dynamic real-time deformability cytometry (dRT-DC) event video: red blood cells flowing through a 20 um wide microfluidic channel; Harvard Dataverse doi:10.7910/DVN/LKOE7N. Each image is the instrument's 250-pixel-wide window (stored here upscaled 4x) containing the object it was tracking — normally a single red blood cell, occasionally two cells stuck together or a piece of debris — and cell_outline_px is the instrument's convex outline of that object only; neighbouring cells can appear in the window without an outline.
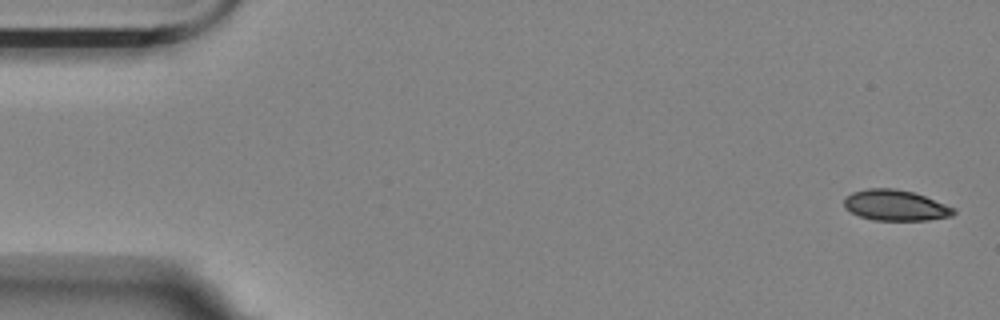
{"species": "Egyptian fruit bat (a non-hibernating species)", "species_latin": "Rousettus aegyptiacus", "temperature_condition": "room temperature", "stored_images_in_passage": 5, "camera_frame_rate_fps": 3000, "um_per_image_px": 0.085, "animal": {"sex": "female"}, "frame": {"image": 1, "passage_image": 1, "time_ms": 0.0, "image_size_px": [1000, 320], "cell_outline_px": [[956, 212], [952, 216], [928, 220], [872, 220], [860, 216], [844, 208], [844, 196], [852, 192], [868, 188], [896, 188], [912, 192], [924, 196], [956, 208]], "centroid_in_image_um": [76.1, 17.45], "position_along_channel_um": 8.9, "area_um2": 19.71}}
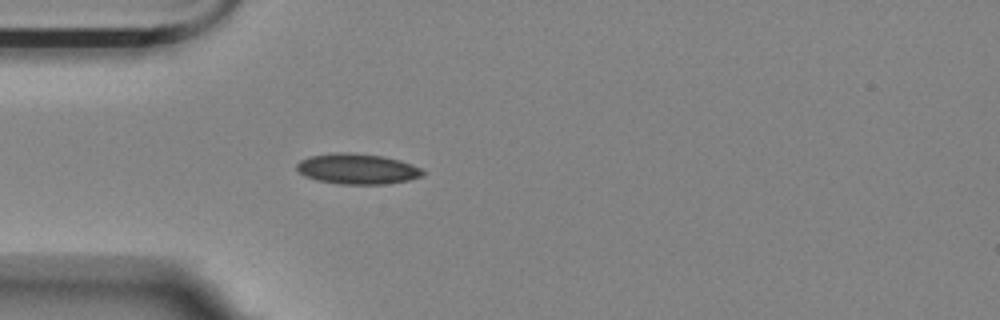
{"frame": {"image": 2, "passage_image": 5, "time_ms": 1.333, "image_size_px": [1000, 320], "cell_outline_px": [[424, 176], [408, 180], [384, 184], [340, 184], [316, 180], [304, 176], [296, 168], [296, 164], [300, 160], [312, 156], [336, 152], [348, 152], [380, 156], [400, 160], [412, 164], [420, 168], [424, 172]], "centroid_in_image_um": [30.37, 14.36], "position_along_channel_um": 54.6, "area_um2": 22.31}}